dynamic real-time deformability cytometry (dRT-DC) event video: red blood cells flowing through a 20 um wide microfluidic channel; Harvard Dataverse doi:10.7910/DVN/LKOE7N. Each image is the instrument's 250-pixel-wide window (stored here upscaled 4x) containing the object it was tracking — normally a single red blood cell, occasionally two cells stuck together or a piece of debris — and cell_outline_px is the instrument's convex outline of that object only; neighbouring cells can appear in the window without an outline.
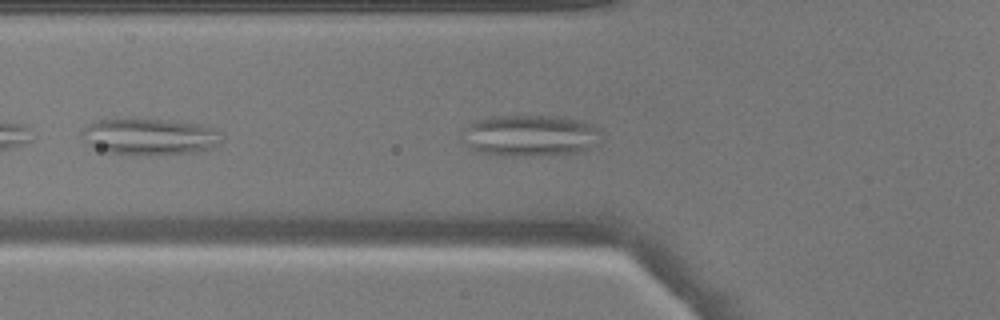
{"species": "common noctule bat (a hibernating species)", "species_latin": "Nyctalus noctula", "temperature_condition": "warm", "stored_images_in_passage": 10, "camera_frame_rate_fps": 3000, "um_per_image_px": 0.085, "animal": {"sex": "male", "body_mass_g": 17.9}, "frame": {"image": 1, "passage_image": 4, "time_ms": 1.0, "image_size_px": [1000, 320], "cell_outline_px": [[224, 140], [220, 144], [212, 148], [196, 152], [108, 152], [88, 144], [80, 136], [80, 132], [88, 124], [96, 120], [172, 120], [200, 124], [212, 128], [220, 132], [224, 136]], "centroid_in_image_um": [12.79, 11.57], "position_along_channel_um": 113.0, "area_um2": 28.67}}